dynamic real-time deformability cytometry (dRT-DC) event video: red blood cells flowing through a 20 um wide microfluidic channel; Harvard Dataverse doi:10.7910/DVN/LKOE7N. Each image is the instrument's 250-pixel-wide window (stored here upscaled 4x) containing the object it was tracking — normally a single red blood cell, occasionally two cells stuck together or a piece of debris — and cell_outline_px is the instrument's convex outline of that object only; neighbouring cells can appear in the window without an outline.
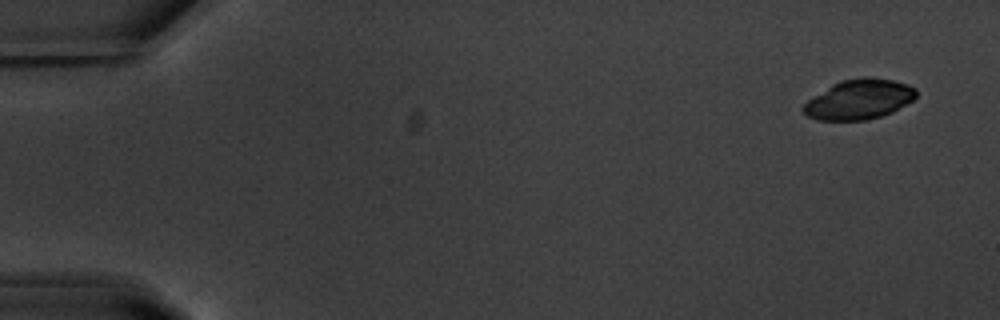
{"species": "common noctule bat (a hibernating species)", "species_latin": "Nyctalus noctula", "temperature_condition": "warm", "stored_images_in_passage": 14, "camera_frame_rate_fps": 3000, "um_per_image_px": 0.085, "animal": {"sex": "male", "body_mass_g": 20.1, "forearm_length_mm": 53.5}, "frame": {"image": 1, "passage_image": 1, "time_ms": 0.0, "image_size_px": [1000, 320], "cell_outline_px": [[916, 96], [912, 100], [892, 112], [880, 116], [864, 120], [816, 120], [808, 116], [800, 108], [808, 100], [832, 84], [840, 80], [864, 76], [868, 76], [892, 80], [908, 84], [916, 88]], "centroid_in_image_um": [73.01, 8.43], "position_along_channel_um": 12.0, "area_um2": 26.18}}
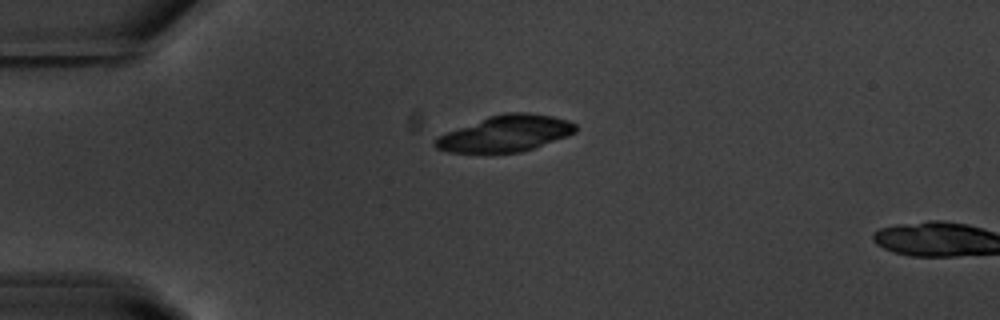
{"frame": {"image": 2, "passage_image": 12, "time_ms": 3.667, "image_size_px": [1000, 320], "cell_outline_px": [[576, 132], [568, 136], [520, 152], [448, 152], [436, 148], [432, 144], [432, 140], [436, 136], [488, 116], [504, 112], [528, 112], [552, 116], [568, 120], [576, 124]], "centroid_in_image_um": [42.94, 11.34], "position_along_channel_um": 42.1, "area_um2": 29.59}}